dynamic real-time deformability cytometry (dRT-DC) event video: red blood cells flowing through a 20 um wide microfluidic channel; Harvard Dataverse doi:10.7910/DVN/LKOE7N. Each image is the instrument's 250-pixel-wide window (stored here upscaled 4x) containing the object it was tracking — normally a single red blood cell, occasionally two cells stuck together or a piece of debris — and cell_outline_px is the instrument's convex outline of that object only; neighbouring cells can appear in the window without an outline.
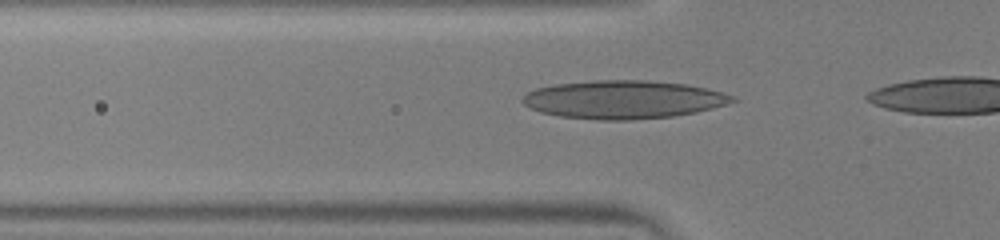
{"species": "human", "species_latin": "Homo sapiens", "temperature_condition": "warm", "stored_images_in_passage": 11, "camera_frame_rate_fps": 3000, "um_per_image_px": 0.085, "donor": {"sex": "male"}, "frame": {"image": 1, "passage_image": 2, "time_ms": 0.333, "image_size_px": [1000, 240], "cell_outline_px": [[740, 100], [728, 104], [696, 112], [672, 116], [628, 120], [600, 120], [560, 116], [540, 112], [524, 104], [520, 100], [528, 92], [536, 88], [556, 84], [592, 80], [648, 80], [688, 84], [736, 96]], "centroid_in_image_um": [53.01, 8.46], "position_along_channel_um": 72.8, "area_um2": 46.76}}
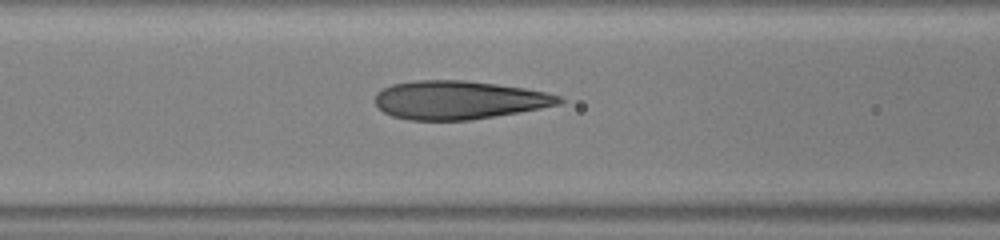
{"frame": {"image": 2, "passage_image": 6, "time_ms": 1.667, "image_size_px": [1000, 240], "cell_outline_px": [[564, 100], [560, 104], [520, 112], [468, 120], [408, 120], [392, 116], [384, 112], [376, 104], [376, 92], [392, 84], [416, 80], [464, 80], [496, 84], [524, 88], [548, 92], [560, 96]], "centroid_in_image_um": [39.0, 8.5], "position_along_channel_um": 127.6, "area_um2": 41.15}}
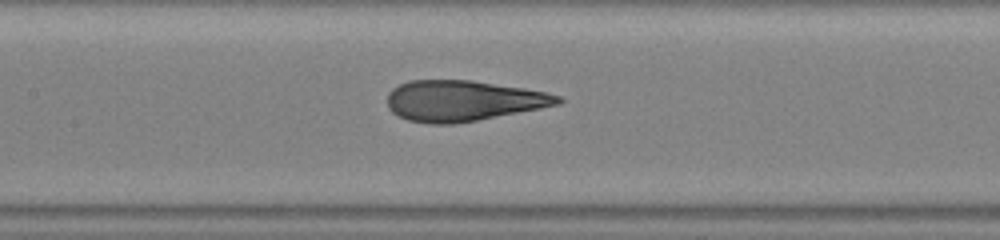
{"frame": {"image": 3, "passage_image": 9, "time_ms": 2.667, "image_size_px": [1000, 240], "cell_outline_px": [[564, 100], [560, 104], [540, 108], [476, 120], [452, 124], [432, 124], [408, 120], [392, 112], [388, 108], [388, 92], [392, 88], [408, 80], [472, 80], [524, 88], [544, 92], [560, 96]], "centroid_in_image_um": [39.33, 8.55], "position_along_channel_um": 168.1, "area_um2": 40.23}}